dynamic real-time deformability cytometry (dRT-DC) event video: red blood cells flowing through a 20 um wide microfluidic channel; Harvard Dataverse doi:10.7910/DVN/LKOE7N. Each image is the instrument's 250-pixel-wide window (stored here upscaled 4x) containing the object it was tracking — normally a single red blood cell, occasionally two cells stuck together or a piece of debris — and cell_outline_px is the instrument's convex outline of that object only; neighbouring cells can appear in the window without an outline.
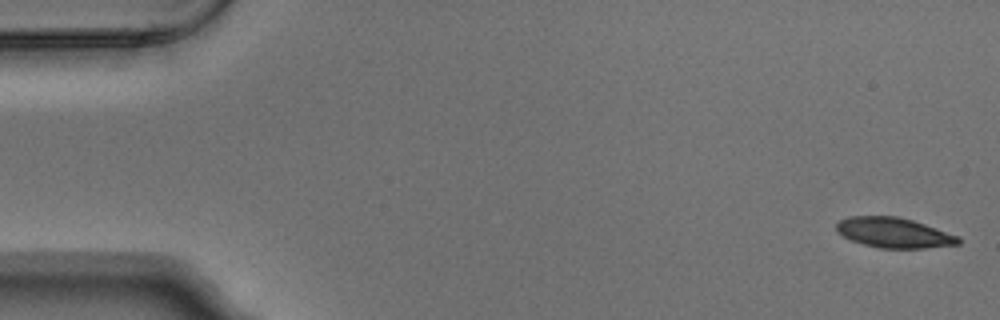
{"species": "Egyptian fruit bat (a non-hibernating species)", "species_latin": "Rousettus aegyptiacus", "temperature_condition": "warm", "stored_images_in_passage": 5, "camera_frame_rate_fps": 3000, "um_per_image_px": 0.085, "animal": {"sex": "male"}, "frame": {"image": 1, "passage_image": 1, "time_ms": 0.0, "image_size_px": [1000, 320], "cell_outline_px": [[960, 244], [924, 248], [880, 248], [864, 244], [852, 240], [844, 236], [836, 228], [836, 224], [840, 220], [848, 216], [896, 216], [912, 220], [960, 236]], "centroid_in_image_um": [76.01, 19.78], "position_along_channel_um": 9.0, "area_um2": 21.21}}
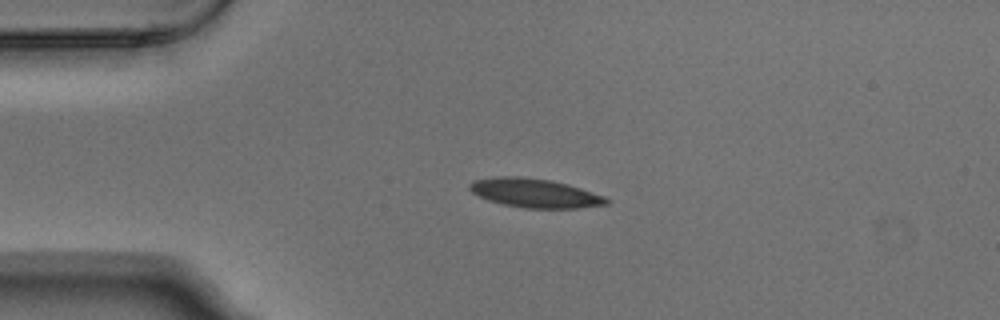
{"frame": {"image": 2, "passage_image": 4, "time_ms": 1.0, "image_size_px": [1000, 320], "cell_outline_px": [[608, 204], [580, 208], [524, 208], [504, 204], [488, 200], [472, 192], [468, 188], [468, 184], [472, 180], [500, 176], [520, 176], [552, 180], [568, 184], [604, 196], [608, 200]], "centroid_in_image_um": [45.44, 16.4], "position_along_channel_um": 39.6, "area_um2": 23.06}}